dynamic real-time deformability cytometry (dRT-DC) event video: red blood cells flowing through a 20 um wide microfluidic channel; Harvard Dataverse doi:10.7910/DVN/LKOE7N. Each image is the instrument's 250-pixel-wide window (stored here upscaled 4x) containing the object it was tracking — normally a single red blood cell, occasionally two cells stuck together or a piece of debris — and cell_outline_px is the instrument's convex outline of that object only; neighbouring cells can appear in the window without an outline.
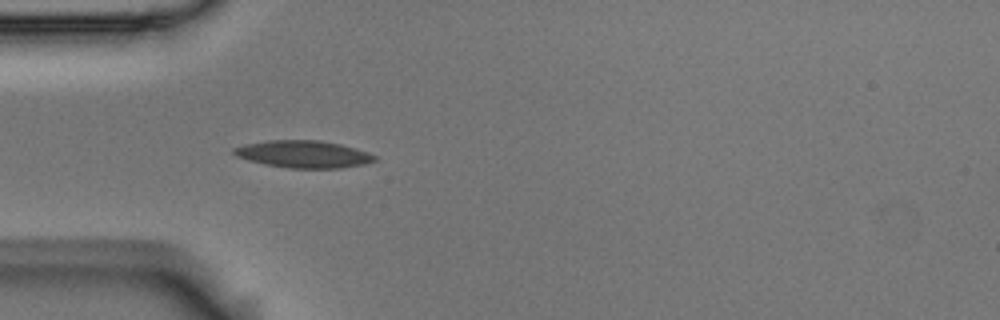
{"species": "Egyptian fruit bat (a non-hibernating species)", "species_latin": "Rousettus aegyptiacus", "temperature_condition": "room temperature", "stored_images_in_passage": 5, "camera_frame_rate_fps": 3000, "um_per_image_px": 0.085, "animal": {"sex": "male"}, "frame": {"image": 1, "passage_image": 5, "time_ms": 1.333, "image_size_px": [1000, 320], "cell_outline_px": [[376, 160], [364, 164], [340, 168], [288, 168], [264, 164], [248, 160], [236, 156], [232, 152], [232, 148], [248, 144], [272, 140], [320, 140], [340, 144], [356, 148], [368, 152], [376, 156]], "centroid_in_image_um": [25.81, 13.11], "position_along_channel_um": 59.2, "area_um2": 22.25}}